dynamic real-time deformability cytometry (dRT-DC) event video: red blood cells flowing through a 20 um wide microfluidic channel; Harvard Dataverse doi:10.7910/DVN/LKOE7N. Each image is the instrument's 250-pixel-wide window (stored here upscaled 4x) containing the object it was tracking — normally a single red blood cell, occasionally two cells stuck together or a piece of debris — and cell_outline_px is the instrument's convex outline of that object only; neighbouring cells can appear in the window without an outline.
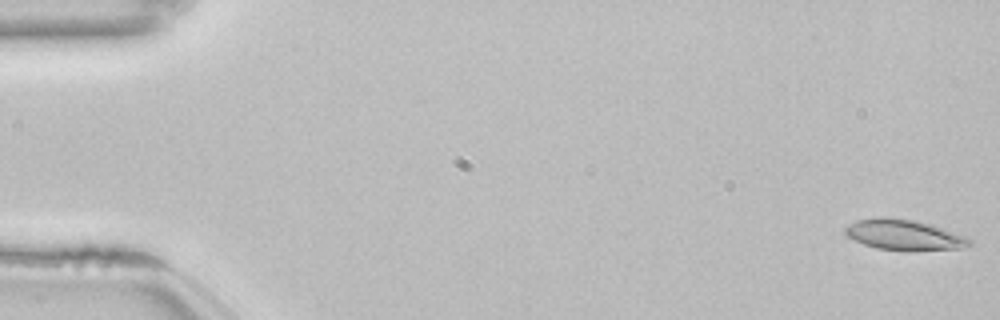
{"species": "common noctule bat (a hibernating species)", "species_latin": "Nyctalus noctula", "temperature_condition": "room temperature", "stored_images_in_passage": 54, "camera_frame_rate_fps": 3000, "um_per_image_px": 0.085, "animal": {"sex": "female", "body_mass_g": 22.7, "forearm_length_mm": 54.2}, "frame": {"image": 1, "passage_image": 1, "time_ms": 0.0, "image_size_px": [1000, 320], "cell_outline_px": [[972, 244], [960, 248], [912, 252], [904, 252], [876, 248], [864, 244], [848, 236], [844, 232], [844, 228], [848, 224], [856, 220], [876, 216], [884, 216], [916, 220], [968, 236], [972, 240]], "centroid_in_image_um": [76.85, 19.97], "position_along_channel_um": 8.1, "area_um2": 22.72}}
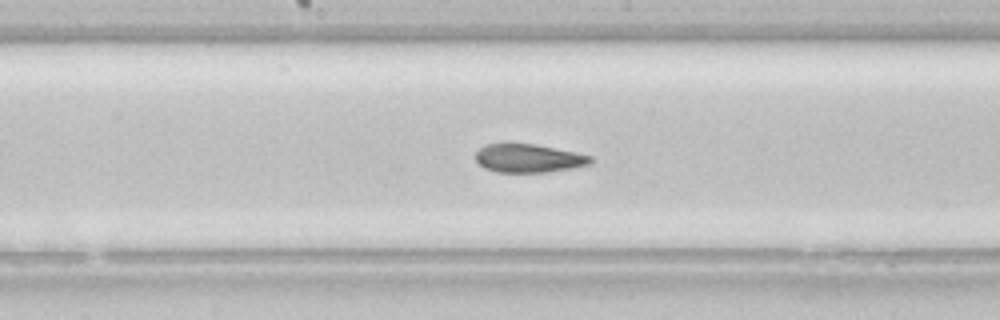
{"frame": {"image": 2, "passage_image": 28, "time_ms": 9.0, "image_size_px": [1000, 320], "cell_outline_px": [[592, 164], [572, 168], [548, 172], [496, 172], [484, 168], [476, 160], [476, 152], [480, 148], [488, 144], [536, 144], [576, 152], [592, 156]], "centroid_in_image_um": [44.96, 13.46], "position_along_channel_um": 203.2, "area_um2": 19.02}}
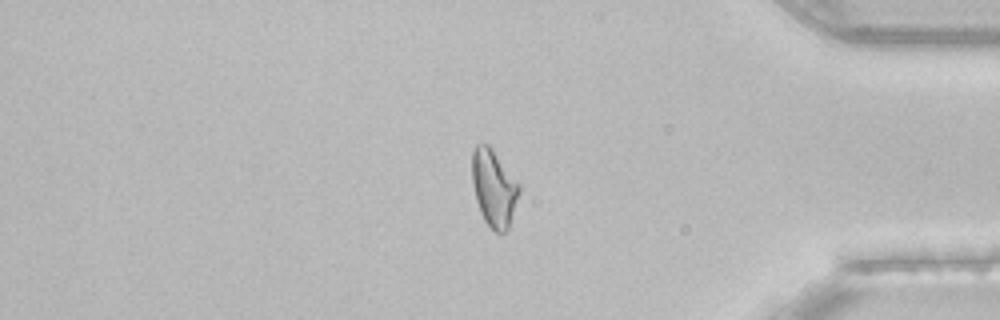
{"frame": {"image": 3, "passage_image": 45, "time_ms": 14.667, "image_size_px": [1000, 320], "cell_outline_px": [[520, 192], [508, 228], [504, 232], [496, 232], [484, 220], [480, 212], [476, 200], [472, 184], [472, 152], [476, 144], [488, 144], [492, 148], [520, 184]], "centroid_in_image_um": [41.97, 15.96], "position_along_channel_um": 393.2, "area_um2": 21.04}, "authors_computed_cell_mechanics": {"area_um2": 21.1837, "velocity_mm_per_s": 3.835, "shape_relaxation_time_tau1_ms": null, "shape_relaxation_time_tau2_ms": 2.7653, "deformation_change_tau1": null, "deformation_change_tau2": 0.0991}}